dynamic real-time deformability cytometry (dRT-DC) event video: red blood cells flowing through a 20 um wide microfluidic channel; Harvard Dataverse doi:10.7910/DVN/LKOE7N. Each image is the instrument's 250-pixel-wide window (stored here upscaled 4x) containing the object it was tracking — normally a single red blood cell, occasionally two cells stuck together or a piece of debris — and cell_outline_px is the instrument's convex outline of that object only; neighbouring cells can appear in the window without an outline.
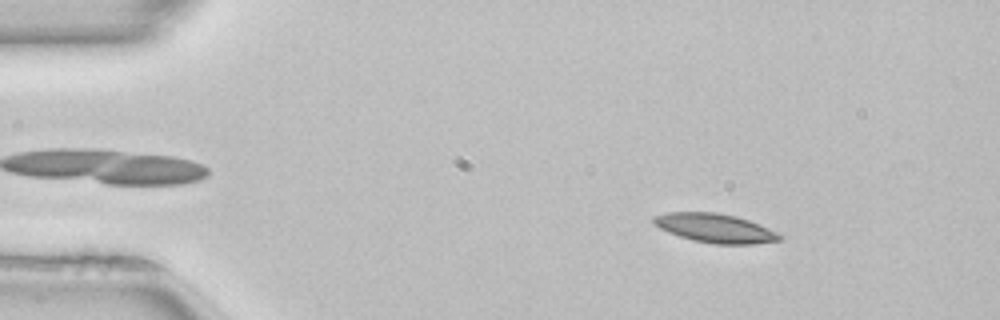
{"species": "common noctule bat (a hibernating species)", "species_latin": "Nyctalus noctula", "temperature_condition": "room temperature", "stored_images_in_passage": 50, "camera_frame_rate_fps": 3000, "um_per_image_px": 0.085, "animal": {"sex": "female", "body_mass_g": 22.7, "forearm_length_mm": 54.2}, "frame": {"image": 1, "passage_image": 7, "time_ms": 2.0, "image_size_px": [1000, 320], "cell_outline_px": [[784, 236], [780, 240], [752, 244], [716, 244], [692, 240], [668, 232], [652, 224], [652, 216], [668, 212], [716, 212], [736, 216], [748, 220], [768, 228]], "centroid_in_image_um": [60.75, 19.38], "position_along_channel_um": 24.3, "area_um2": 21.27}}
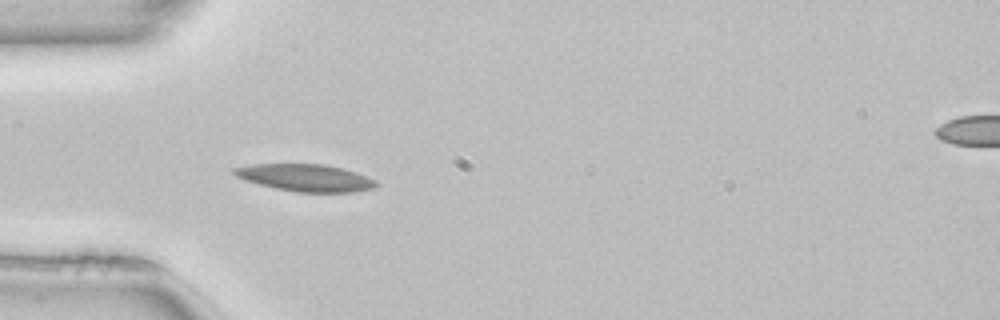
{"frame": {"image": 2, "passage_image": 15, "time_ms": 4.667, "image_size_px": [1000, 320], "cell_outline_px": [[380, 184], [372, 188], [352, 192], [296, 192], [276, 188], [244, 180], [236, 176], [232, 172], [232, 168], [252, 164], [324, 164], [344, 168], [356, 172], [376, 180]], "centroid_in_image_um": [25.97, 15.1], "position_along_channel_um": 59.0, "area_um2": 22.48}}
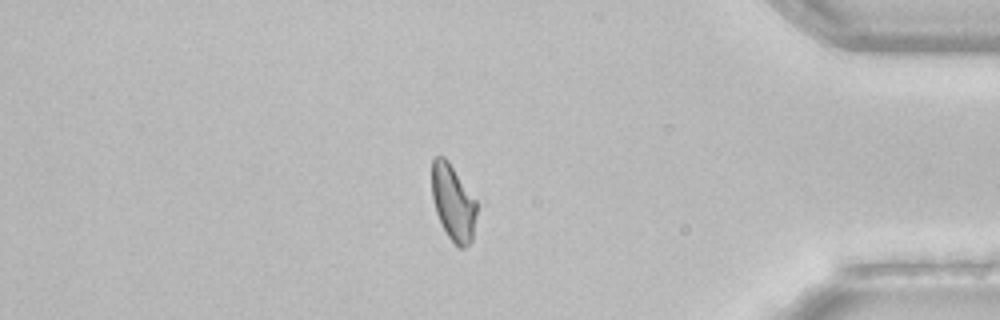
{"frame": {"image": 3, "passage_image": 43, "time_ms": 14.0, "image_size_px": [1000, 320], "cell_outline_px": [[476, 216], [472, 240], [464, 248], [460, 248], [448, 236], [436, 212], [432, 200], [432, 160], [436, 156], [444, 156], [448, 160], [476, 200]], "centroid_in_image_um": [38.51, 17.2], "position_along_channel_um": 396.7, "area_um2": 19.65}, "authors_computed_cell_mechanics": {"area_um2": 20.7502, "velocity_mm_per_s": 4.0132, "shape_relaxation_time_tau1_ms": null, "shape_relaxation_time_tau2_ms": 8.0338, "deformation_change_tau1": null, "deformation_change_tau2": 0.1631}}